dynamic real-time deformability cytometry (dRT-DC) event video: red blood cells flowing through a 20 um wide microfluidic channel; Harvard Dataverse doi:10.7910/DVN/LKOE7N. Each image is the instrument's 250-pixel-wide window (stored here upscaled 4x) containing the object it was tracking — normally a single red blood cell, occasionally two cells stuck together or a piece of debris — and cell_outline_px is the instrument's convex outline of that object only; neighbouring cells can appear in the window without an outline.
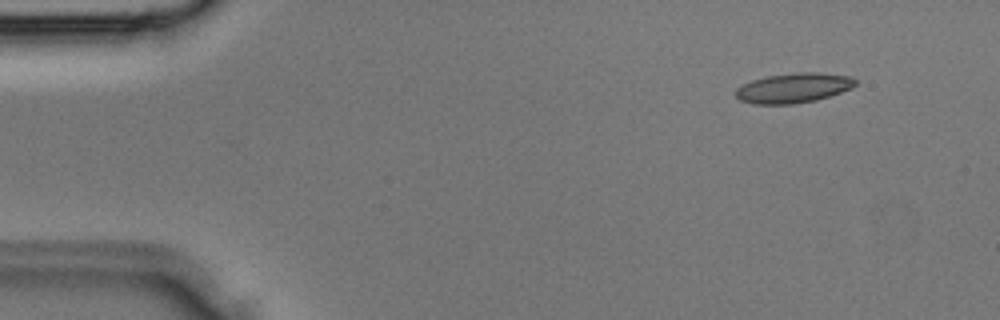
{"species": "Egyptian fruit bat (a non-hibernating species)", "species_latin": "Rousettus aegyptiacus", "temperature_condition": "room temperature", "stored_images_in_passage": 35, "camera_frame_rate_fps": 3000, "um_per_image_px": 0.085, "animal": {"sex": "male"}, "frame": {"image": 1, "passage_image": 4, "time_ms": 1.0, "image_size_px": [1000, 320], "cell_outline_px": [[856, 84], [852, 88], [816, 100], [792, 104], [752, 104], [740, 100], [736, 96], [736, 88], [752, 80], [768, 76], [796, 72], [820, 72], [852, 76], [856, 80]], "centroid_in_image_um": [67.46, 7.47], "position_along_channel_um": 17.5, "area_um2": 20.81}}
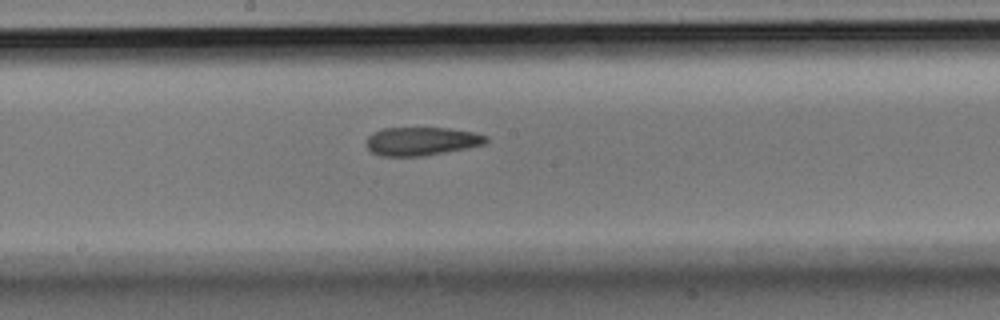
{"frame": {"image": 2, "passage_image": 19, "time_ms": 6.0, "image_size_px": [1000, 320], "cell_outline_px": [[488, 140], [484, 144], [424, 156], [380, 156], [372, 152], [368, 148], [368, 136], [372, 132], [384, 128], [448, 128], [476, 132], [488, 136]], "centroid_in_image_um": [35.84, 12.0], "position_along_channel_um": 212.4, "area_um2": 19.71}}
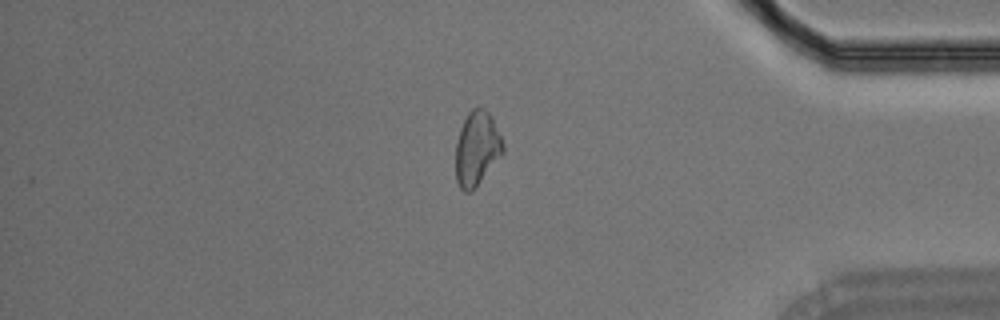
{"frame": {"image": 3, "passage_image": 30, "time_ms": 9.667, "image_size_px": [1000, 320], "cell_outline_px": [[504, 152], [476, 188], [472, 192], [464, 192], [460, 188], [456, 180], [456, 140], [460, 128], [468, 112], [472, 108], [484, 108], [492, 116], [504, 144]], "centroid_in_image_um": [40.53, 12.64], "position_along_channel_um": 394.7, "area_um2": 20.69}}